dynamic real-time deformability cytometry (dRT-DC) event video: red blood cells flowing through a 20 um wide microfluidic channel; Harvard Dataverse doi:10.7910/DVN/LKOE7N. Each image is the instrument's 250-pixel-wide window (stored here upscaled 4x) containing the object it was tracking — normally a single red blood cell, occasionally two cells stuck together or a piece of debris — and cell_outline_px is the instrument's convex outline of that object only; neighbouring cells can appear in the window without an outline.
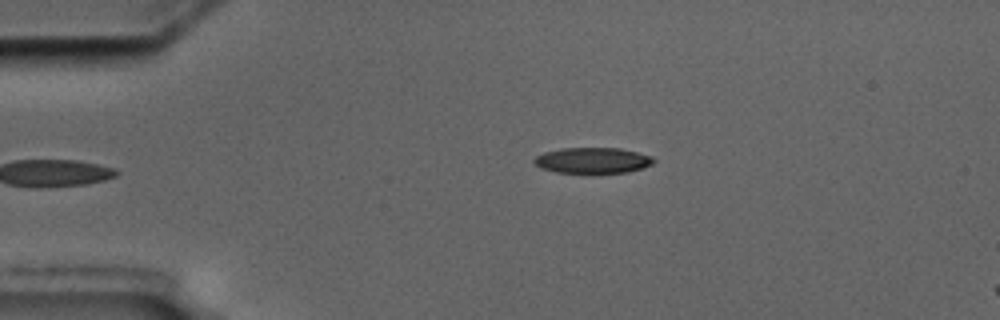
{"species": "common noctule bat (a hibernating species)", "species_latin": "Nyctalus noctula", "temperature_condition": "cold", "stored_images_in_passage": 5, "camera_frame_rate_fps": 3000, "um_per_image_px": 0.085, "animal": {"sex": "male", "body_mass_g": 17.5, "forearm_length_mm": 52.3}, "frame": {"image": 1, "passage_image": 5, "time_ms": 4.333, "image_size_px": [1000, 320], "cell_outline_px": [[656, 160], [652, 164], [628, 172], [592, 176], [556, 172], [540, 168], [532, 160], [536, 156], [544, 152], [560, 148], [620, 148], [652, 156]], "centroid_in_image_um": [50.35, 13.68], "position_along_channel_um": 34.6, "area_um2": 18.79}}